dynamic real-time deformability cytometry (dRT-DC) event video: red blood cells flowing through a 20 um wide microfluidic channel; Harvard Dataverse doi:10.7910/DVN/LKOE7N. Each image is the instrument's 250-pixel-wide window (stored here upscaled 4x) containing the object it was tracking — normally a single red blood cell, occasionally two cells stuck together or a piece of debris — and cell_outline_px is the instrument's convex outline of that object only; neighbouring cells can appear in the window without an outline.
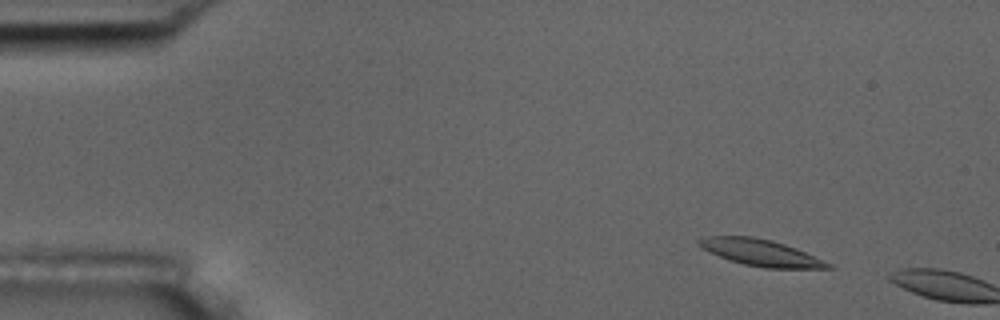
{"species": "common noctule bat (a hibernating species)", "species_latin": "Nyctalus noctula", "temperature_condition": "room temperature", "stored_images_in_passage": 2, "camera_frame_rate_fps": 3000, "um_per_image_px": 0.085, "animal": {"sex": "male", "body_mass_g": 17.5, "forearm_length_mm": 52.3}, "frame": {"image": 1, "passage_image": 1, "time_ms": 0.0, "image_size_px": [1000, 320], "cell_outline_px": [[836, 268], [764, 268], [744, 264], [728, 260], [700, 248], [696, 244], [696, 240], [704, 236], [752, 236], [772, 240], [796, 248], [832, 264]], "centroid_in_image_um": [64.61, 21.47], "position_along_channel_um": 20.4, "area_um2": 20.06}}